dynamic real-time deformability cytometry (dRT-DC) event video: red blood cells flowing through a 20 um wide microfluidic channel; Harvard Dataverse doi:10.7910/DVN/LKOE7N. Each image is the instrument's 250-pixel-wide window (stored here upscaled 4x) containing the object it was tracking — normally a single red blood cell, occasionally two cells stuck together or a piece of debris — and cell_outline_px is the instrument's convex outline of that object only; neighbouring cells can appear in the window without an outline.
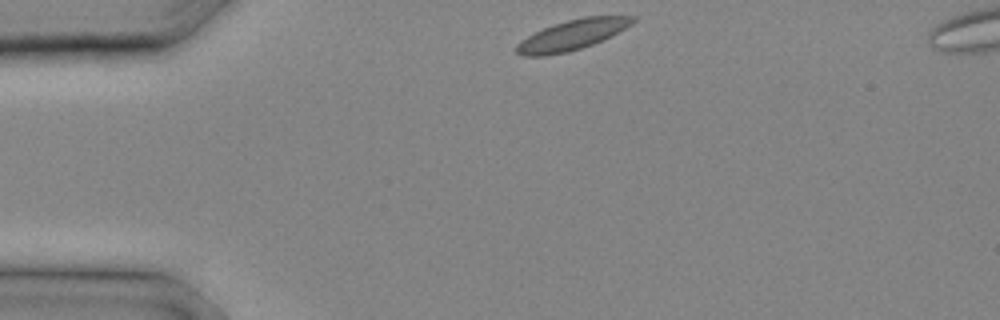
{"species": "common noctule bat (a hibernating species)", "species_latin": "Nyctalus noctula", "temperature_condition": "cold", "stored_images_in_passage": 5, "camera_frame_rate_fps": 3000, "um_per_image_px": 0.085, "animal": {"sex": "male", "body_mass_g": 20.4}, "frame": {"image": 1, "passage_image": 1, "time_ms": 0.0, "image_size_px": [1000, 320], "cell_outline_px": [[640, 16], [632, 24], [592, 44], [568, 52], [544, 56], [524, 56], [516, 52], [516, 44], [520, 40], [544, 28], [568, 20], [584, 16]], "centroid_in_image_um": [48.61, 2.97], "position_along_channel_um": 36.4, "area_um2": 20.06}}